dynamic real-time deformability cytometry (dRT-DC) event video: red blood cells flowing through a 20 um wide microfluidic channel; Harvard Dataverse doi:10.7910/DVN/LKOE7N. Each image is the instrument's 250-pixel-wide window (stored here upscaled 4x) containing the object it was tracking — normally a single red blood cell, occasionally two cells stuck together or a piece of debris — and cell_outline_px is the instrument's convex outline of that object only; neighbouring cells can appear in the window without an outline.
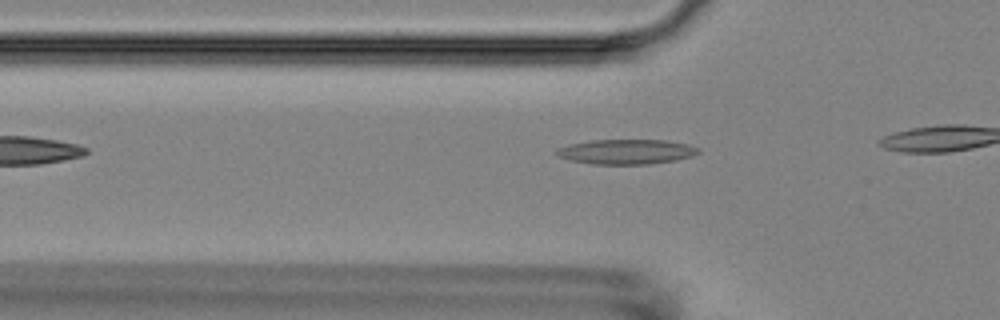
{"species": "Egyptian fruit bat (a non-hibernating species)", "species_latin": "Rousettus aegyptiacus", "temperature_condition": "room temperature", "stored_images_in_passage": 4, "camera_frame_rate_fps": 3000, "um_per_image_px": 0.085, "animal": {"sex": "female"}, "frame": {"image": 1, "passage_image": 4, "time_ms": 3.667, "image_size_px": [1000, 320], "cell_outline_px": [[700, 152], [692, 156], [676, 160], [648, 164], [592, 164], [572, 160], [556, 156], [552, 152], [556, 148], [568, 144], [592, 140], [668, 140], [688, 144], [700, 148]], "centroid_in_image_um": [53.21, 12.89], "position_along_channel_um": 72.6, "area_um2": 20.75}}